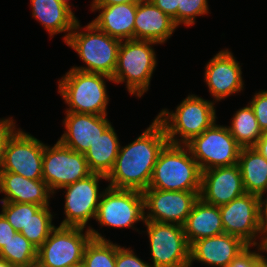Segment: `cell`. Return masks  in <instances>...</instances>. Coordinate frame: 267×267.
<instances>
[{
  "mask_svg": "<svg viewBox=\"0 0 267 267\" xmlns=\"http://www.w3.org/2000/svg\"><path fill=\"white\" fill-rule=\"evenodd\" d=\"M168 143L162 124L155 118L134 141L119 147L107 186L144 191L148 188L158 155Z\"/></svg>",
  "mask_w": 267,
  "mask_h": 267,
  "instance_id": "1",
  "label": "cell"
},
{
  "mask_svg": "<svg viewBox=\"0 0 267 267\" xmlns=\"http://www.w3.org/2000/svg\"><path fill=\"white\" fill-rule=\"evenodd\" d=\"M80 24L77 20L65 44L78 54L85 66L71 68L112 78L117 67L121 40L102 32L92 22L84 28Z\"/></svg>",
  "mask_w": 267,
  "mask_h": 267,
  "instance_id": "2",
  "label": "cell"
},
{
  "mask_svg": "<svg viewBox=\"0 0 267 267\" xmlns=\"http://www.w3.org/2000/svg\"><path fill=\"white\" fill-rule=\"evenodd\" d=\"M215 104L214 101L189 94L175 111L164 108L155 118L162 124L168 143L185 145L217 121Z\"/></svg>",
  "mask_w": 267,
  "mask_h": 267,
  "instance_id": "3",
  "label": "cell"
},
{
  "mask_svg": "<svg viewBox=\"0 0 267 267\" xmlns=\"http://www.w3.org/2000/svg\"><path fill=\"white\" fill-rule=\"evenodd\" d=\"M202 171L186 145L167 143L160 151L148 188L200 191Z\"/></svg>",
  "mask_w": 267,
  "mask_h": 267,
  "instance_id": "4",
  "label": "cell"
},
{
  "mask_svg": "<svg viewBox=\"0 0 267 267\" xmlns=\"http://www.w3.org/2000/svg\"><path fill=\"white\" fill-rule=\"evenodd\" d=\"M106 81L114 82L104 74L70 68L58 81V94L68 107L65 112L107 115L110 99Z\"/></svg>",
  "mask_w": 267,
  "mask_h": 267,
  "instance_id": "5",
  "label": "cell"
},
{
  "mask_svg": "<svg viewBox=\"0 0 267 267\" xmlns=\"http://www.w3.org/2000/svg\"><path fill=\"white\" fill-rule=\"evenodd\" d=\"M158 44L148 40H122L113 83H125L128 93L137 98L147 93L158 60L153 45Z\"/></svg>",
  "mask_w": 267,
  "mask_h": 267,
  "instance_id": "6",
  "label": "cell"
},
{
  "mask_svg": "<svg viewBox=\"0 0 267 267\" xmlns=\"http://www.w3.org/2000/svg\"><path fill=\"white\" fill-rule=\"evenodd\" d=\"M56 226L37 250L36 267H76L82 265L89 228ZM85 232V233H84Z\"/></svg>",
  "mask_w": 267,
  "mask_h": 267,
  "instance_id": "7",
  "label": "cell"
},
{
  "mask_svg": "<svg viewBox=\"0 0 267 267\" xmlns=\"http://www.w3.org/2000/svg\"><path fill=\"white\" fill-rule=\"evenodd\" d=\"M44 146L41 140L16 126L5 139L0 172L42 180Z\"/></svg>",
  "mask_w": 267,
  "mask_h": 267,
  "instance_id": "8",
  "label": "cell"
},
{
  "mask_svg": "<svg viewBox=\"0 0 267 267\" xmlns=\"http://www.w3.org/2000/svg\"><path fill=\"white\" fill-rule=\"evenodd\" d=\"M201 171L238 164L241 146L226 125L213 123L201 135L185 144Z\"/></svg>",
  "mask_w": 267,
  "mask_h": 267,
  "instance_id": "9",
  "label": "cell"
},
{
  "mask_svg": "<svg viewBox=\"0 0 267 267\" xmlns=\"http://www.w3.org/2000/svg\"><path fill=\"white\" fill-rule=\"evenodd\" d=\"M153 267H190V245L182 225L145 220Z\"/></svg>",
  "mask_w": 267,
  "mask_h": 267,
  "instance_id": "10",
  "label": "cell"
},
{
  "mask_svg": "<svg viewBox=\"0 0 267 267\" xmlns=\"http://www.w3.org/2000/svg\"><path fill=\"white\" fill-rule=\"evenodd\" d=\"M95 220L99 226L135 230L136 223L145 222L142 191L107 186L100 198Z\"/></svg>",
  "mask_w": 267,
  "mask_h": 267,
  "instance_id": "11",
  "label": "cell"
},
{
  "mask_svg": "<svg viewBox=\"0 0 267 267\" xmlns=\"http://www.w3.org/2000/svg\"><path fill=\"white\" fill-rule=\"evenodd\" d=\"M92 174L84 154L57 141L44 146L42 177L54 195L56 191Z\"/></svg>",
  "mask_w": 267,
  "mask_h": 267,
  "instance_id": "12",
  "label": "cell"
},
{
  "mask_svg": "<svg viewBox=\"0 0 267 267\" xmlns=\"http://www.w3.org/2000/svg\"><path fill=\"white\" fill-rule=\"evenodd\" d=\"M100 180H107V177L92 173L60 189L65 190V218L60 226L87 228L88 221L92 218L95 220L103 193V190H99Z\"/></svg>",
  "mask_w": 267,
  "mask_h": 267,
  "instance_id": "13",
  "label": "cell"
},
{
  "mask_svg": "<svg viewBox=\"0 0 267 267\" xmlns=\"http://www.w3.org/2000/svg\"><path fill=\"white\" fill-rule=\"evenodd\" d=\"M219 209L224 233L239 237L251 246L265 245L259 228L258 195L245 192Z\"/></svg>",
  "mask_w": 267,
  "mask_h": 267,
  "instance_id": "14",
  "label": "cell"
},
{
  "mask_svg": "<svg viewBox=\"0 0 267 267\" xmlns=\"http://www.w3.org/2000/svg\"><path fill=\"white\" fill-rule=\"evenodd\" d=\"M145 220L184 225L200 191H167L147 188L143 192Z\"/></svg>",
  "mask_w": 267,
  "mask_h": 267,
  "instance_id": "15",
  "label": "cell"
},
{
  "mask_svg": "<svg viewBox=\"0 0 267 267\" xmlns=\"http://www.w3.org/2000/svg\"><path fill=\"white\" fill-rule=\"evenodd\" d=\"M204 78L215 103L244 89L242 68L228 48L219 51L207 62Z\"/></svg>",
  "mask_w": 267,
  "mask_h": 267,
  "instance_id": "16",
  "label": "cell"
},
{
  "mask_svg": "<svg viewBox=\"0 0 267 267\" xmlns=\"http://www.w3.org/2000/svg\"><path fill=\"white\" fill-rule=\"evenodd\" d=\"M244 193L238 164L202 171L199 198L205 203L220 207Z\"/></svg>",
  "mask_w": 267,
  "mask_h": 267,
  "instance_id": "17",
  "label": "cell"
},
{
  "mask_svg": "<svg viewBox=\"0 0 267 267\" xmlns=\"http://www.w3.org/2000/svg\"><path fill=\"white\" fill-rule=\"evenodd\" d=\"M62 123L64 133L58 141L82 154H85L92 143L111 125L107 115L65 112Z\"/></svg>",
  "mask_w": 267,
  "mask_h": 267,
  "instance_id": "18",
  "label": "cell"
},
{
  "mask_svg": "<svg viewBox=\"0 0 267 267\" xmlns=\"http://www.w3.org/2000/svg\"><path fill=\"white\" fill-rule=\"evenodd\" d=\"M248 246L239 237L227 233L199 239L190 245L189 266L196 261L209 267H228Z\"/></svg>",
  "mask_w": 267,
  "mask_h": 267,
  "instance_id": "19",
  "label": "cell"
},
{
  "mask_svg": "<svg viewBox=\"0 0 267 267\" xmlns=\"http://www.w3.org/2000/svg\"><path fill=\"white\" fill-rule=\"evenodd\" d=\"M0 193H4L1 202L30 203L39 206H50V197H54L43 179H27L12 172H0Z\"/></svg>",
  "mask_w": 267,
  "mask_h": 267,
  "instance_id": "20",
  "label": "cell"
},
{
  "mask_svg": "<svg viewBox=\"0 0 267 267\" xmlns=\"http://www.w3.org/2000/svg\"><path fill=\"white\" fill-rule=\"evenodd\" d=\"M178 27L173 19L162 12L150 0L137 5L134 39L164 44Z\"/></svg>",
  "mask_w": 267,
  "mask_h": 267,
  "instance_id": "21",
  "label": "cell"
},
{
  "mask_svg": "<svg viewBox=\"0 0 267 267\" xmlns=\"http://www.w3.org/2000/svg\"><path fill=\"white\" fill-rule=\"evenodd\" d=\"M91 11H99L91 22L111 37L119 40L134 39V24L137 5L120 3L110 6H90Z\"/></svg>",
  "mask_w": 267,
  "mask_h": 267,
  "instance_id": "22",
  "label": "cell"
},
{
  "mask_svg": "<svg viewBox=\"0 0 267 267\" xmlns=\"http://www.w3.org/2000/svg\"><path fill=\"white\" fill-rule=\"evenodd\" d=\"M32 16L48 31L50 38L63 33L66 42L77 22V17L60 0H30Z\"/></svg>",
  "mask_w": 267,
  "mask_h": 267,
  "instance_id": "23",
  "label": "cell"
},
{
  "mask_svg": "<svg viewBox=\"0 0 267 267\" xmlns=\"http://www.w3.org/2000/svg\"><path fill=\"white\" fill-rule=\"evenodd\" d=\"M183 229L189 245L199 239L224 233L219 207L205 203L199 198L194 203Z\"/></svg>",
  "mask_w": 267,
  "mask_h": 267,
  "instance_id": "24",
  "label": "cell"
},
{
  "mask_svg": "<svg viewBox=\"0 0 267 267\" xmlns=\"http://www.w3.org/2000/svg\"><path fill=\"white\" fill-rule=\"evenodd\" d=\"M119 147V138L111 124L84 154L90 171L107 177L114 167Z\"/></svg>",
  "mask_w": 267,
  "mask_h": 267,
  "instance_id": "25",
  "label": "cell"
},
{
  "mask_svg": "<svg viewBox=\"0 0 267 267\" xmlns=\"http://www.w3.org/2000/svg\"><path fill=\"white\" fill-rule=\"evenodd\" d=\"M238 166L246 193L267 192V159L254 147L241 148Z\"/></svg>",
  "mask_w": 267,
  "mask_h": 267,
  "instance_id": "26",
  "label": "cell"
},
{
  "mask_svg": "<svg viewBox=\"0 0 267 267\" xmlns=\"http://www.w3.org/2000/svg\"><path fill=\"white\" fill-rule=\"evenodd\" d=\"M91 232V239L86 244L82 267H115L117 249L120 245L106 239L98 230L87 226Z\"/></svg>",
  "mask_w": 267,
  "mask_h": 267,
  "instance_id": "27",
  "label": "cell"
},
{
  "mask_svg": "<svg viewBox=\"0 0 267 267\" xmlns=\"http://www.w3.org/2000/svg\"><path fill=\"white\" fill-rule=\"evenodd\" d=\"M235 112L230 126H227L229 132L242 148L254 147L263 133L259 128L253 108L248 103Z\"/></svg>",
  "mask_w": 267,
  "mask_h": 267,
  "instance_id": "28",
  "label": "cell"
},
{
  "mask_svg": "<svg viewBox=\"0 0 267 267\" xmlns=\"http://www.w3.org/2000/svg\"><path fill=\"white\" fill-rule=\"evenodd\" d=\"M38 248L20 232L10 239L0 250V258L7 260L14 267H36Z\"/></svg>",
  "mask_w": 267,
  "mask_h": 267,
  "instance_id": "29",
  "label": "cell"
},
{
  "mask_svg": "<svg viewBox=\"0 0 267 267\" xmlns=\"http://www.w3.org/2000/svg\"><path fill=\"white\" fill-rule=\"evenodd\" d=\"M53 218L54 215L50 207L42 206L30 217L26 227H23L20 233L39 248L49 237L51 231L56 227L52 222Z\"/></svg>",
  "mask_w": 267,
  "mask_h": 267,
  "instance_id": "30",
  "label": "cell"
},
{
  "mask_svg": "<svg viewBox=\"0 0 267 267\" xmlns=\"http://www.w3.org/2000/svg\"><path fill=\"white\" fill-rule=\"evenodd\" d=\"M1 214L7 219L12 227L21 232L26 227L31 216H33L42 206L30 203L1 202Z\"/></svg>",
  "mask_w": 267,
  "mask_h": 267,
  "instance_id": "31",
  "label": "cell"
},
{
  "mask_svg": "<svg viewBox=\"0 0 267 267\" xmlns=\"http://www.w3.org/2000/svg\"><path fill=\"white\" fill-rule=\"evenodd\" d=\"M208 0H180L177 8V27H190L195 24L196 17L209 13Z\"/></svg>",
  "mask_w": 267,
  "mask_h": 267,
  "instance_id": "32",
  "label": "cell"
},
{
  "mask_svg": "<svg viewBox=\"0 0 267 267\" xmlns=\"http://www.w3.org/2000/svg\"><path fill=\"white\" fill-rule=\"evenodd\" d=\"M254 247H256L257 250H254ZM251 248L253 250H251ZM261 252L265 253V245H249L231 261L228 267H261Z\"/></svg>",
  "mask_w": 267,
  "mask_h": 267,
  "instance_id": "33",
  "label": "cell"
},
{
  "mask_svg": "<svg viewBox=\"0 0 267 267\" xmlns=\"http://www.w3.org/2000/svg\"><path fill=\"white\" fill-rule=\"evenodd\" d=\"M253 108L255 117L262 133L267 132V90H261L254 94L251 101L248 102Z\"/></svg>",
  "mask_w": 267,
  "mask_h": 267,
  "instance_id": "34",
  "label": "cell"
},
{
  "mask_svg": "<svg viewBox=\"0 0 267 267\" xmlns=\"http://www.w3.org/2000/svg\"><path fill=\"white\" fill-rule=\"evenodd\" d=\"M130 247L120 246L117 249L115 267H153L150 263L144 262Z\"/></svg>",
  "mask_w": 267,
  "mask_h": 267,
  "instance_id": "35",
  "label": "cell"
},
{
  "mask_svg": "<svg viewBox=\"0 0 267 267\" xmlns=\"http://www.w3.org/2000/svg\"><path fill=\"white\" fill-rule=\"evenodd\" d=\"M162 12L173 19L177 26V8L180 5V0H150Z\"/></svg>",
  "mask_w": 267,
  "mask_h": 267,
  "instance_id": "36",
  "label": "cell"
},
{
  "mask_svg": "<svg viewBox=\"0 0 267 267\" xmlns=\"http://www.w3.org/2000/svg\"><path fill=\"white\" fill-rule=\"evenodd\" d=\"M265 192L258 195L259 203V228L264 241L267 240V197ZM267 195V194H266Z\"/></svg>",
  "mask_w": 267,
  "mask_h": 267,
  "instance_id": "37",
  "label": "cell"
},
{
  "mask_svg": "<svg viewBox=\"0 0 267 267\" xmlns=\"http://www.w3.org/2000/svg\"><path fill=\"white\" fill-rule=\"evenodd\" d=\"M16 121L13 117L0 118V163L2 159L3 145L7 136L14 130L16 127Z\"/></svg>",
  "mask_w": 267,
  "mask_h": 267,
  "instance_id": "38",
  "label": "cell"
},
{
  "mask_svg": "<svg viewBox=\"0 0 267 267\" xmlns=\"http://www.w3.org/2000/svg\"><path fill=\"white\" fill-rule=\"evenodd\" d=\"M16 232L7 219L0 213V250L10 241Z\"/></svg>",
  "mask_w": 267,
  "mask_h": 267,
  "instance_id": "39",
  "label": "cell"
},
{
  "mask_svg": "<svg viewBox=\"0 0 267 267\" xmlns=\"http://www.w3.org/2000/svg\"><path fill=\"white\" fill-rule=\"evenodd\" d=\"M147 0H92L90 6H110L120 3H133L139 5Z\"/></svg>",
  "mask_w": 267,
  "mask_h": 267,
  "instance_id": "40",
  "label": "cell"
},
{
  "mask_svg": "<svg viewBox=\"0 0 267 267\" xmlns=\"http://www.w3.org/2000/svg\"><path fill=\"white\" fill-rule=\"evenodd\" d=\"M267 159V132L257 141L254 146Z\"/></svg>",
  "mask_w": 267,
  "mask_h": 267,
  "instance_id": "41",
  "label": "cell"
},
{
  "mask_svg": "<svg viewBox=\"0 0 267 267\" xmlns=\"http://www.w3.org/2000/svg\"><path fill=\"white\" fill-rule=\"evenodd\" d=\"M61 3L67 8L69 9L73 14H74V11H72L71 6H73V4L71 5V3L69 2L70 0H60Z\"/></svg>",
  "mask_w": 267,
  "mask_h": 267,
  "instance_id": "42",
  "label": "cell"
},
{
  "mask_svg": "<svg viewBox=\"0 0 267 267\" xmlns=\"http://www.w3.org/2000/svg\"><path fill=\"white\" fill-rule=\"evenodd\" d=\"M0 267H14L7 260L0 258Z\"/></svg>",
  "mask_w": 267,
  "mask_h": 267,
  "instance_id": "43",
  "label": "cell"
},
{
  "mask_svg": "<svg viewBox=\"0 0 267 267\" xmlns=\"http://www.w3.org/2000/svg\"><path fill=\"white\" fill-rule=\"evenodd\" d=\"M261 267H267V257L261 254Z\"/></svg>",
  "mask_w": 267,
  "mask_h": 267,
  "instance_id": "44",
  "label": "cell"
},
{
  "mask_svg": "<svg viewBox=\"0 0 267 267\" xmlns=\"http://www.w3.org/2000/svg\"><path fill=\"white\" fill-rule=\"evenodd\" d=\"M265 252L267 254V240L265 241Z\"/></svg>",
  "mask_w": 267,
  "mask_h": 267,
  "instance_id": "45",
  "label": "cell"
}]
</instances>
